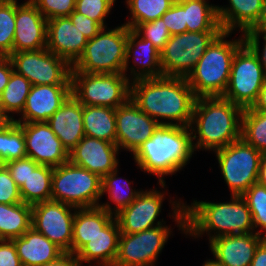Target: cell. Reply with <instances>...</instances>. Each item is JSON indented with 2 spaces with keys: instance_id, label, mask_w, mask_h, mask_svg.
<instances>
[{
  "instance_id": "obj_20",
  "label": "cell",
  "mask_w": 266,
  "mask_h": 266,
  "mask_svg": "<svg viewBox=\"0 0 266 266\" xmlns=\"http://www.w3.org/2000/svg\"><path fill=\"white\" fill-rule=\"evenodd\" d=\"M71 95V85H32L17 123L46 122Z\"/></svg>"
},
{
  "instance_id": "obj_19",
  "label": "cell",
  "mask_w": 266,
  "mask_h": 266,
  "mask_svg": "<svg viewBox=\"0 0 266 266\" xmlns=\"http://www.w3.org/2000/svg\"><path fill=\"white\" fill-rule=\"evenodd\" d=\"M119 151L114 143L85 135L69 152V161L103 178L119 169Z\"/></svg>"
},
{
  "instance_id": "obj_57",
  "label": "cell",
  "mask_w": 266,
  "mask_h": 266,
  "mask_svg": "<svg viewBox=\"0 0 266 266\" xmlns=\"http://www.w3.org/2000/svg\"><path fill=\"white\" fill-rule=\"evenodd\" d=\"M14 1H16V0H0V3H11Z\"/></svg>"
},
{
  "instance_id": "obj_28",
  "label": "cell",
  "mask_w": 266,
  "mask_h": 266,
  "mask_svg": "<svg viewBox=\"0 0 266 266\" xmlns=\"http://www.w3.org/2000/svg\"><path fill=\"white\" fill-rule=\"evenodd\" d=\"M114 218L113 214L108 213L100 206L76 209L73 222L72 253L76 254Z\"/></svg>"
},
{
  "instance_id": "obj_29",
  "label": "cell",
  "mask_w": 266,
  "mask_h": 266,
  "mask_svg": "<svg viewBox=\"0 0 266 266\" xmlns=\"http://www.w3.org/2000/svg\"><path fill=\"white\" fill-rule=\"evenodd\" d=\"M53 167L40 165L29 158V177L19 188L22 202L35 205L51 200Z\"/></svg>"
},
{
  "instance_id": "obj_30",
  "label": "cell",
  "mask_w": 266,
  "mask_h": 266,
  "mask_svg": "<svg viewBox=\"0 0 266 266\" xmlns=\"http://www.w3.org/2000/svg\"><path fill=\"white\" fill-rule=\"evenodd\" d=\"M116 108L83 106L85 135L116 144Z\"/></svg>"
},
{
  "instance_id": "obj_2",
  "label": "cell",
  "mask_w": 266,
  "mask_h": 266,
  "mask_svg": "<svg viewBox=\"0 0 266 266\" xmlns=\"http://www.w3.org/2000/svg\"><path fill=\"white\" fill-rule=\"evenodd\" d=\"M130 98L160 125L190 127L197 97L186 78L161 76L132 81Z\"/></svg>"
},
{
  "instance_id": "obj_8",
  "label": "cell",
  "mask_w": 266,
  "mask_h": 266,
  "mask_svg": "<svg viewBox=\"0 0 266 266\" xmlns=\"http://www.w3.org/2000/svg\"><path fill=\"white\" fill-rule=\"evenodd\" d=\"M71 94L83 106L118 108L130 98V77L71 72Z\"/></svg>"
},
{
  "instance_id": "obj_11",
  "label": "cell",
  "mask_w": 266,
  "mask_h": 266,
  "mask_svg": "<svg viewBox=\"0 0 266 266\" xmlns=\"http://www.w3.org/2000/svg\"><path fill=\"white\" fill-rule=\"evenodd\" d=\"M266 81V75L258 57L244 42L236 51L223 98L249 108L256 101Z\"/></svg>"
},
{
  "instance_id": "obj_33",
  "label": "cell",
  "mask_w": 266,
  "mask_h": 266,
  "mask_svg": "<svg viewBox=\"0 0 266 266\" xmlns=\"http://www.w3.org/2000/svg\"><path fill=\"white\" fill-rule=\"evenodd\" d=\"M118 171L119 170L116 169L102 178V195H104V193L108 194V199L112 201L116 206L112 208L110 205L111 203L109 202L99 204L100 207H102L108 213L113 214L114 216L118 214L123 208L130 205L143 191L132 189V182L128 181L127 179H122V182H125L123 184L120 183L121 177H117Z\"/></svg>"
},
{
  "instance_id": "obj_45",
  "label": "cell",
  "mask_w": 266,
  "mask_h": 266,
  "mask_svg": "<svg viewBox=\"0 0 266 266\" xmlns=\"http://www.w3.org/2000/svg\"><path fill=\"white\" fill-rule=\"evenodd\" d=\"M68 17L75 27L78 28L88 40L94 38L102 29L95 20L78 13L76 10H74Z\"/></svg>"
},
{
  "instance_id": "obj_26",
  "label": "cell",
  "mask_w": 266,
  "mask_h": 266,
  "mask_svg": "<svg viewBox=\"0 0 266 266\" xmlns=\"http://www.w3.org/2000/svg\"><path fill=\"white\" fill-rule=\"evenodd\" d=\"M229 7L217 5V15L222 31L233 32L236 28L245 33L259 22L266 0H229Z\"/></svg>"
},
{
  "instance_id": "obj_25",
  "label": "cell",
  "mask_w": 266,
  "mask_h": 266,
  "mask_svg": "<svg viewBox=\"0 0 266 266\" xmlns=\"http://www.w3.org/2000/svg\"><path fill=\"white\" fill-rule=\"evenodd\" d=\"M120 234V227L115 217L76 253L81 266L83 262L92 266L93 261L98 264L93 266H113L118 254Z\"/></svg>"
},
{
  "instance_id": "obj_32",
  "label": "cell",
  "mask_w": 266,
  "mask_h": 266,
  "mask_svg": "<svg viewBox=\"0 0 266 266\" xmlns=\"http://www.w3.org/2000/svg\"><path fill=\"white\" fill-rule=\"evenodd\" d=\"M32 206L21 203H0V240H12L22 236L30 227Z\"/></svg>"
},
{
  "instance_id": "obj_43",
  "label": "cell",
  "mask_w": 266,
  "mask_h": 266,
  "mask_svg": "<svg viewBox=\"0 0 266 266\" xmlns=\"http://www.w3.org/2000/svg\"><path fill=\"white\" fill-rule=\"evenodd\" d=\"M20 190L4 164H0V203H21Z\"/></svg>"
},
{
  "instance_id": "obj_40",
  "label": "cell",
  "mask_w": 266,
  "mask_h": 266,
  "mask_svg": "<svg viewBox=\"0 0 266 266\" xmlns=\"http://www.w3.org/2000/svg\"><path fill=\"white\" fill-rule=\"evenodd\" d=\"M116 0H76L75 10L84 16L95 20L102 28L107 27L108 17Z\"/></svg>"
},
{
  "instance_id": "obj_15",
  "label": "cell",
  "mask_w": 266,
  "mask_h": 266,
  "mask_svg": "<svg viewBox=\"0 0 266 266\" xmlns=\"http://www.w3.org/2000/svg\"><path fill=\"white\" fill-rule=\"evenodd\" d=\"M116 145L132 154L153 136L160 124L141 111L129 98L116 108Z\"/></svg>"
},
{
  "instance_id": "obj_13",
  "label": "cell",
  "mask_w": 266,
  "mask_h": 266,
  "mask_svg": "<svg viewBox=\"0 0 266 266\" xmlns=\"http://www.w3.org/2000/svg\"><path fill=\"white\" fill-rule=\"evenodd\" d=\"M171 230L164 224L139 233H121L113 266H155Z\"/></svg>"
},
{
  "instance_id": "obj_51",
  "label": "cell",
  "mask_w": 266,
  "mask_h": 266,
  "mask_svg": "<svg viewBox=\"0 0 266 266\" xmlns=\"http://www.w3.org/2000/svg\"><path fill=\"white\" fill-rule=\"evenodd\" d=\"M250 266H266V238L259 244Z\"/></svg>"
},
{
  "instance_id": "obj_18",
  "label": "cell",
  "mask_w": 266,
  "mask_h": 266,
  "mask_svg": "<svg viewBox=\"0 0 266 266\" xmlns=\"http://www.w3.org/2000/svg\"><path fill=\"white\" fill-rule=\"evenodd\" d=\"M47 21L31 0L22 4L16 1L13 52L46 48Z\"/></svg>"
},
{
  "instance_id": "obj_1",
  "label": "cell",
  "mask_w": 266,
  "mask_h": 266,
  "mask_svg": "<svg viewBox=\"0 0 266 266\" xmlns=\"http://www.w3.org/2000/svg\"><path fill=\"white\" fill-rule=\"evenodd\" d=\"M172 201L174 216H170L187 236L198 238L206 233L210 242L220 236L256 233L251 211L242 196L231 195V200L223 203L194 200L190 206Z\"/></svg>"
},
{
  "instance_id": "obj_35",
  "label": "cell",
  "mask_w": 266,
  "mask_h": 266,
  "mask_svg": "<svg viewBox=\"0 0 266 266\" xmlns=\"http://www.w3.org/2000/svg\"><path fill=\"white\" fill-rule=\"evenodd\" d=\"M241 138L262 154L266 153V111L243 110Z\"/></svg>"
},
{
  "instance_id": "obj_9",
  "label": "cell",
  "mask_w": 266,
  "mask_h": 266,
  "mask_svg": "<svg viewBox=\"0 0 266 266\" xmlns=\"http://www.w3.org/2000/svg\"><path fill=\"white\" fill-rule=\"evenodd\" d=\"M231 195L242 196L258 180L262 153L242 138L215 151Z\"/></svg>"
},
{
  "instance_id": "obj_12",
  "label": "cell",
  "mask_w": 266,
  "mask_h": 266,
  "mask_svg": "<svg viewBox=\"0 0 266 266\" xmlns=\"http://www.w3.org/2000/svg\"><path fill=\"white\" fill-rule=\"evenodd\" d=\"M8 58L14 71L32 85H71L72 66L46 48L13 52Z\"/></svg>"
},
{
  "instance_id": "obj_47",
  "label": "cell",
  "mask_w": 266,
  "mask_h": 266,
  "mask_svg": "<svg viewBox=\"0 0 266 266\" xmlns=\"http://www.w3.org/2000/svg\"><path fill=\"white\" fill-rule=\"evenodd\" d=\"M0 266H23L12 240H0Z\"/></svg>"
},
{
  "instance_id": "obj_52",
  "label": "cell",
  "mask_w": 266,
  "mask_h": 266,
  "mask_svg": "<svg viewBox=\"0 0 266 266\" xmlns=\"http://www.w3.org/2000/svg\"><path fill=\"white\" fill-rule=\"evenodd\" d=\"M249 108L256 111H266V81L263 84L256 101Z\"/></svg>"
},
{
  "instance_id": "obj_54",
  "label": "cell",
  "mask_w": 266,
  "mask_h": 266,
  "mask_svg": "<svg viewBox=\"0 0 266 266\" xmlns=\"http://www.w3.org/2000/svg\"><path fill=\"white\" fill-rule=\"evenodd\" d=\"M257 182L266 186V153H263L260 159Z\"/></svg>"
},
{
  "instance_id": "obj_46",
  "label": "cell",
  "mask_w": 266,
  "mask_h": 266,
  "mask_svg": "<svg viewBox=\"0 0 266 266\" xmlns=\"http://www.w3.org/2000/svg\"><path fill=\"white\" fill-rule=\"evenodd\" d=\"M4 165L10 172L11 178L20 188L29 177V157L8 161Z\"/></svg>"
},
{
  "instance_id": "obj_6",
  "label": "cell",
  "mask_w": 266,
  "mask_h": 266,
  "mask_svg": "<svg viewBox=\"0 0 266 266\" xmlns=\"http://www.w3.org/2000/svg\"><path fill=\"white\" fill-rule=\"evenodd\" d=\"M127 40L128 27L125 24L114 29L102 28L94 38L87 41L82 55L72 65L71 72L123 73Z\"/></svg>"
},
{
  "instance_id": "obj_23",
  "label": "cell",
  "mask_w": 266,
  "mask_h": 266,
  "mask_svg": "<svg viewBox=\"0 0 266 266\" xmlns=\"http://www.w3.org/2000/svg\"><path fill=\"white\" fill-rule=\"evenodd\" d=\"M265 239L257 233L226 235L212 239L210 250L223 266H250L259 244Z\"/></svg>"
},
{
  "instance_id": "obj_17",
  "label": "cell",
  "mask_w": 266,
  "mask_h": 266,
  "mask_svg": "<svg viewBox=\"0 0 266 266\" xmlns=\"http://www.w3.org/2000/svg\"><path fill=\"white\" fill-rule=\"evenodd\" d=\"M165 193L150 189L142 191L127 207L115 215L121 233L134 234L163 225V219L156 222L160 215Z\"/></svg>"
},
{
  "instance_id": "obj_53",
  "label": "cell",
  "mask_w": 266,
  "mask_h": 266,
  "mask_svg": "<svg viewBox=\"0 0 266 266\" xmlns=\"http://www.w3.org/2000/svg\"><path fill=\"white\" fill-rule=\"evenodd\" d=\"M252 31L260 37H266V6L259 22L253 27Z\"/></svg>"
},
{
  "instance_id": "obj_39",
  "label": "cell",
  "mask_w": 266,
  "mask_h": 266,
  "mask_svg": "<svg viewBox=\"0 0 266 266\" xmlns=\"http://www.w3.org/2000/svg\"><path fill=\"white\" fill-rule=\"evenodd\" d=\"M16 1L0 3V57L13 53L15 32Z\"/></svg>"
},
{
  "instance_id": "obj_27",
  "label": "cell",
  "mask_w": 266,
  "mask_h": 266,
  "mask_svg": "<svg viewBox=\"0 0 266 266\" xmlns=\"http://www.w3.org/2000/svg\"><path fill=\"white\" fill-rule=\"evenodd\" d=\"M23 266H40L64 253L40 232L30 227L22 236L12 239Z\"/></svg>"
},
{
  "instance_id": "obj_4",
  "label": "cell",
  "mask_w": 266,
  "mask_h": 266,
  "mask_svg": "<svg viewBox=\"0 0 266 266\" xmlns=\"http://www.w3.org/2000/svg\"><path fill=\"white\" fill-rule=\"evenodd\" d=\"M190 127L160 125L133 153V159L142 171L158 177L165 188V175L176 174L189 163L194 148Z\"/></svg>"
},
{
  "instance_id": "obj_16",
  "label": "cell",
  "mask_w": 266,
  "mask_h": 266,
  "mask_svg": "<svg viewBox=\"0 0 266 266\" xmlns=\"http://www.w3.org/2000/svg\"><path fill=\"white\" fill-rule=\"evenodd\" d=\"M18 124L24 133L27 157L51 167L69 161V152L46 122Z\"/></svg>"
},
{
  "instance_id": "obj_50",
  "label": "cell",
  "mask_w": 266,
  "mask_h": 266,
  "mask_svg": "<svg viewBox=\"0 0 266 266\" xmlns=\"http://www.w3.org/2000/svg\"><path fill=\"white\" fill-rule=\"evenodd\" d=\"M40 266H81V264L76 254L64 252L56 260Z\"/></svg>"
},
{
  "instance_id": "obj_41",
  "label": "cell",
  "mask_w": 266,
  "mask_h": 266,
  "mask_svg": "<svg viewBox=\"0 0 266 266\" xmlns=\"http://www.w3.org/2000/svg\"><path fill=\"white\" fill-rule=\"evenodd\" d=\"M133 30L143 39L150 40L160 51L164 48L171 36L162 18L143 24H137Z\"/></svg>"
},
{
  "instance_id": "obj_49",
  "label": "cell",
  "mask_w": 266,
  "mask_h": 266,
  "mask_svg": "<svg viewBox=\"0 0 266 266\" xmlns=\"http://www.w3.org/2000/svg\"><path fill=\"white\" fill-rule=\"evenodd\" d=\"M13 71L11 60L8 57H0V95L8 84Z\"/></svg>"
},
{
  "instance_id": "obj_24",
  "label": "cell",
  "mask_w": 266,
  "mask_h": 266,
  "mask_svg": "<svg viewBox=\"0 0 266 266\" xmlns=\"http://www.w3.org/2000/svg\"><path fill=\"white\" fill-rule=\"evenodd\" d=\"M46 123L70 152L85 136L83 105L71 94Z\"/></svg>"
},
{
  "instance_id": "obj_55",
  "label": "cell",
  "mask_w": 266,
  "mask_h": 266,
  "mask_svg": "<svg viewBox=\"0 0 266 266\" xmlns=\"http://www.w3.org/2000/svg\"><path fill=\"white\" fill-rule=\"evenodd\" d=\"M12 121L10 117L4 112L1 101H0V127L9 124Z\"/></svg>"
},
{
  "instance_id": "obj_34",
  "label": "cell",
  "mask_w": 266,
  "mask_h": 266,
  "mask_svg": "<svg viewBox=\"0 0 266 266\" xmlns=\"http://www.w3.org/2000/svg\"><path fill=\"white\" fill-rule=\"evenodd\" d=\"M31 86V82L23 75L12 72L8 84L0 95L3 110L12 120L15 118L10 113L19 115L22 113Z\"/></svg>"
},
{
  "instance_id": "obj_42",
  "label": "cell",
  "mask_w": 266,
  "mask_h": 266,
  "mask_svg": "<svg viewBox=\"0 0 266 266\" xmlns=\"http://www.w3.org/2000/svg\"><path fill=\"white\" fill-rule=\"evenodd\" d=\"M42 15L50 20L69 16L75 10L76 0H31Z\"/></svg>"
},
{
  "instance_id": "obj_56",
  "label": "cell",
  "mask_w": 266,
  "mask_h": 266,
  "mask_svg": "<svg viewBox=\"0 0 266 266\" xmlns=\"http://www.w3.org/2000/svg\"><path fill=\"white\" fill-rule=\"evenodd\" d=\"M202 266H223L219 262H217L215 259H208L205 261V263Z\"/></svg>"
},
{
  "instance_id": "obj_7",
  "label": "cell",
  "mask_w": 266,
  "mask_h": 266,
  "mask_svg": "<svg viewBox=\"0 0 266 266\" xmlns=\"http://www.w3.org/2000/svg\"><path fill=\"white\" fill-rule=\"evenodd\" d=\"M102 178L70 161L53 167L51 200L75 208L99 206Z\"/></svg>"
},
{
  "instance_id": "obj_48",
  "label": "cell",
  "mask_w": 266,
  "mask_h": 266,
  "mask_svg": "<svg viewBox=\"0 0 266 266\" xmlns=\"http://www.w3.org/2000/svg\"><path fill=\"white\" fill-rule=\"evenodd\" d=\"M244 42L252 49V51L258 57L260 64L262 65L265 75H266V37L262 36L263 42V49L260 50V36L256 35L252 30H248L243 33ZM261 52V53H260Z\"/></svg>"
},
{
  "instance_id": "obj_14",
  "label": "cell",
  "mask_w": 266,
  "mask_h": 266,
  "mask_svg": "<svg viewBox=\"0 0 266 266\" xmlns=\"http://www.w3.org/2000/svg\"><path fill=\"white\" fill-rule=\"evenodd\" d=\"M76 209L65 203L52 200L35 204L32 206L31 227L47 237L63 252L72 253L73 222Z\"/></svg>"
},
{
  "instance_id": "obj_36",
  "label": "cell",
  "mask_w": 266,
  "mask_h": 266,
  "mask_svg": "<svg viewBox=\"0 0 266 266\" xmlns=\"http://www.w3.org/2000/svg\"><path fill=\"white\" fill-rule=\"evenodd\" d=\"M25 157L27 155L23 130L12 120L0 127V164Z\"/></svg>"
},
{
  "instance_id": "obj_31",
  "label": "cell",
  "mask_w": 266,
  "mask_h": 266,
  "mask_svg": "<svg viewBox=\"0 0 266 266\" xmlns=\"http://www.w3.org/2000/svg\"><path fill=\"white\" fill-rule=\"evenodd\" d=\"M184 8V18L189 32L222 31L217 15V5L206 0H176Z\"/></svg>"
},
{
  "instance_id": "obj_10",
  "label": "cell",
  "mask_w": 266,
  "mask_h": 266,
  "mask_svg": "<svg viewBox=\"0 0 266 266\" xmlns=\"http://www.w3.org/2000/svg\"><path fill=\"white\" fill-rule=\"evenodd\" d=\"M221 31L184 32L171 35L160 51L163 76L187 78Z\"/></svg>"
},
{
  "instance_id": "obj_3",
  "label": "cell",
  "mask_w": 266,
  "mask_h": 266,
  "mask_svg": "<svg viewBox=\"0 0 266 266\" xmlns=\"http://www.w3.org/2000/svg\"><path fill=\"white\" fill-rule=\"evenodd\" d=\"M243 110L222 96L197 97L190 124L194 150L215 152L241 138Z\"/></svg>"
},
{
  "instance_id": "obj_22",
  "label": "cell",
  "mask_w": 266,
  "mask_h": 266,
  "mask_svg": "<svg viewBox=\"0 0 266 266\" xmlns=\"http://www.w3.org/2000/svg\"><path fill=\"white\" fill-rule=\"evenodd\" d=\"M132 55L134 56V66H130L129 68L128 64L131 63L129 59H131ZM138 65L140 66L137 67ZM128 69L131 71L130 75L126 74ZM123 74L125 76H132L130 79L131 82L139 79H150L163 76L160 50H158L150 40L143 39L130 28H128L126 61Z\"/></svg>"
},
{
  "instance_id": "obj_38",
  "label": "cell",
  "mask_w": 266,
  "mask_h": 266,
  "mask_svg": "<svg viewBox=\"0 0 266 266\" xmlns=\"http://www.w3.org/2000/svg\"><path fill=\"white\" fill-rule=\"evenodd\" d=\"M242 198L251 211L254 230L260 227L261 230L256 233L266 238V186L256 182L242 195Z\"/></svg>"
},
{
  "instance_id": "obj_5",
  "label": "cell",
  "mask_w": 266,
  "mask_h": 266,
  "mask_svg": "<svg viewBox=\"0 0 266 266\" xmlns=\"http://www.w3.org/2000/svg\"><path fill=\"white\" fill-rule=\"evenodd\" d=\"M231 33L221 31L186 78L196 97L223 96L235 53L244 43L243 34L238 39L225 40Z\"/></svg>"
},
{
  "instance_id": "obj_37",
  "label": "cell",
  "mask_w": 266,
  "mask_h": 266,
  "mask_svg": "<svg viewBox=\"0 0 266 266\" xmlns=\"http://www.w3.org/2000/svg\"><path fill=\"white\" fill-rule=\"evenodd\" d=\"M130 10V19L124 23L133 29L137 24L157 20L176 0H125Z\"/></svg>"
},
{
  "instance_id": "obj_21",
  "label": "cell",
  "mask_w": 266,
  "mask_h": 266,
  "mask_svg": "<svg viewBox=\"0 0 266 266\" xmlns=\"http://www.w3.org/2000/svg\"><path fill=\"white\" fill-rule=\"evenodd\" d=\"M88 39L68 16L47 21L46 49L65 59L71 66L82 55Z\"/></svg>"
},
{
  "instance_id": "obj_44",
  "label": "cell",
  "mask_w": 266,
  "mask_h": 266,
  "mask_svg": "<svg viewBox=\"0 0 266 266\" xmlns=\"http://www.w3.org/2000/svg\"><path fill=\"white\" fill-rule=\"evenodd\" d=\"M167 26L170 35L187 32V24L184 18V8L175 1L172 6L161 16Z\"/></svg>"
}]
</instances>
